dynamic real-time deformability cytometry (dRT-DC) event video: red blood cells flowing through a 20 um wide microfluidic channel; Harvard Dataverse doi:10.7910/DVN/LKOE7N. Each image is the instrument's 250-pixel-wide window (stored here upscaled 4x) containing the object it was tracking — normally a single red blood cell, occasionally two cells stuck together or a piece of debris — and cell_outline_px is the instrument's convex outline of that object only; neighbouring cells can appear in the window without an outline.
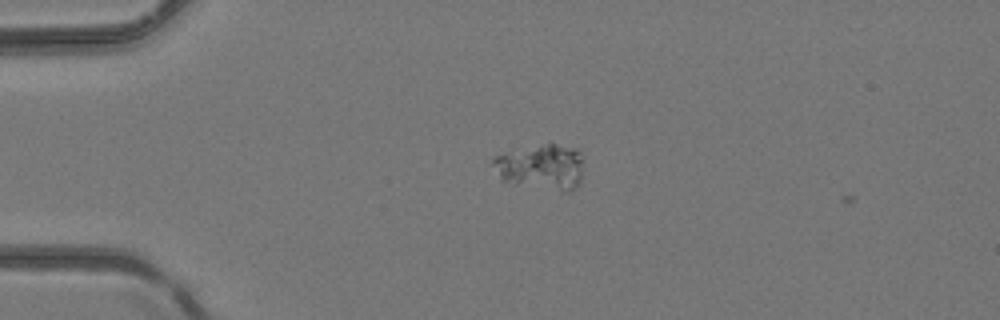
{"species": "common noctule bat (a hibernating species)", "species_latin": "Nyctalus noctula", "temperature_condition": "room temperature", "stored_images_in_passage": 2, "camera_frame_rate_fps": 3000, "um_per_image_px": 0.085, "animal": {"sex": "female", "body_mass_g": 24.6, "forearm_length_mm": 56.2}, "frame": {"image": 1, "passage_image": 1, "time_ms": 0.0, "image_size_px": [1000, 320], "cell_outline_px": [[584, 156], [580, 184], [568, 192], [564, 192], [500, 180], [492, 164], [492, 156], [548, 144], [556, 144], [576, 148]], "centroid_in_image_um": [46.06, 14.2], "position_along_channel_um": 38.9, "area_um2": 23.81}}